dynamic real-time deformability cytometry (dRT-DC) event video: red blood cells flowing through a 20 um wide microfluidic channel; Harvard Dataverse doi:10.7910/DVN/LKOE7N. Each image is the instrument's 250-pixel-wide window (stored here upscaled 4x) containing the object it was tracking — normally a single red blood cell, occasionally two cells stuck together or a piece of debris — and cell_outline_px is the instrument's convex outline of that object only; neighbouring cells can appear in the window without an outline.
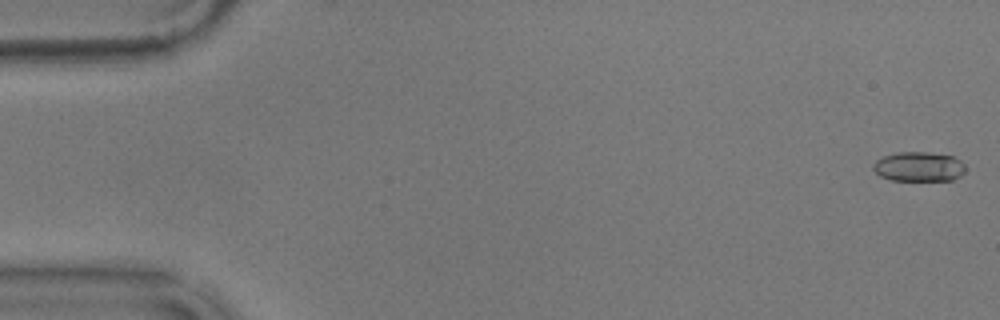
{"species": "common noctule bat (a hibernating species)", "species_latin": "Nyctalus noctula", "temperature_condition": "warm", "stored_images_in_passage": 13, "camera_frame_rate_fps": 3000, "um_per_image_px": 0.085, "animal": {"sex": "male", "body_mass_g": 17.9}, "frame": {"image": 1, "passage_image": 1, "time_ms": 0.0, "image_size_px": [1000, 320], "cell_outline_px": [[964, 172], [960, 176], [952, 180], [892, 180], [880, 176], [872, 168], [872, 164], [876, 160], [884, 156], [896, 152], [928, 152], [952, 156], [960, 160], [964, 164]], "centroid_in_image_um": [78.08, 14.16], "position_along_channel_um": 6.9, "area_um2": 15.9}}